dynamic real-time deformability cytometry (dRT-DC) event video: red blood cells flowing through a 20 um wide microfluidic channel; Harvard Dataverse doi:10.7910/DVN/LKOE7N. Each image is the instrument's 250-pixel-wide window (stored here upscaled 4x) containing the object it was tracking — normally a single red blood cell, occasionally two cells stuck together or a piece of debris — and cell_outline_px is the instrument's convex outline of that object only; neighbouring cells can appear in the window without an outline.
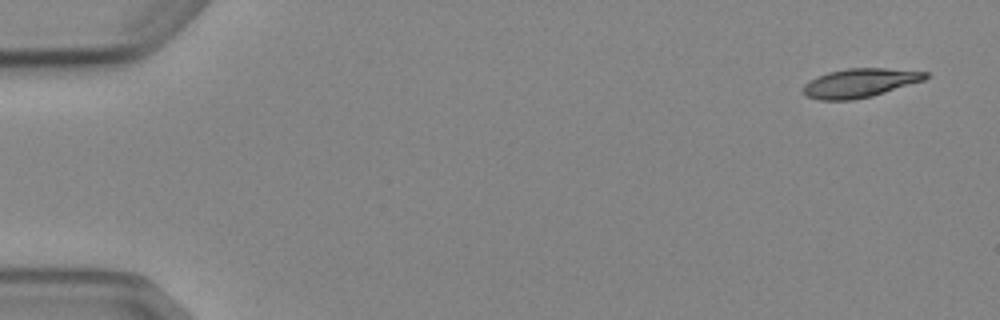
{"species": "Egyptian fruit bat (a non-hibernating species)", "species_latin": "Rousettus aegyptiacus", "temperature_condition": "cold", "stored_images_in_passage": 4, "camera_frame_rate_fps": 3000, "um_per_image_px": 0.085, "animal": {"sex": "female"}, "frame": {"image": 1, "passage_image": 1, "time_ms": 0.0, "image_size_px": [1000, 320], "cell_outline_px": [[932, 76], [924, 80], [872, 96], [852, 100], [820, 100], [808, 96], [804, 92], [804, 84], [816, 76], [828, 72], [848, 68], [884, 68], [928, 72]], "centroid_in_image_um": [73.11, 7.04], "position_along_channel_um": 11.9, "area_um2": 20.52}}